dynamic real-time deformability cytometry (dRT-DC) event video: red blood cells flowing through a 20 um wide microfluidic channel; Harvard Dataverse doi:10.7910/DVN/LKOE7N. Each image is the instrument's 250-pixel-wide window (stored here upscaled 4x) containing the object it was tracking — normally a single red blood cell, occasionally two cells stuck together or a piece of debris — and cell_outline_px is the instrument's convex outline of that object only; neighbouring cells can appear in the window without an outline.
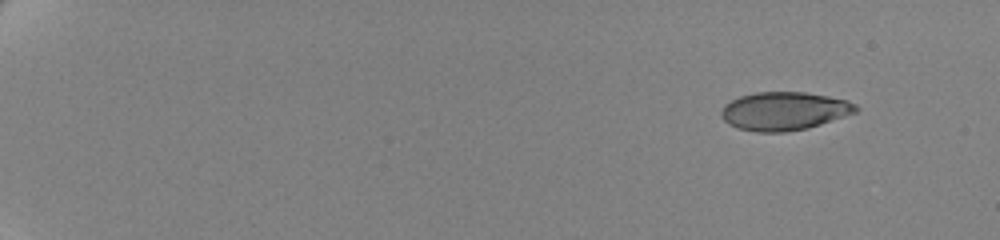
{"species": "human", "species_latin": "Homo sapiens", "temperature_condition": "cold", "stored_images_in_passage": 17, "camera_frame_rate_fps": 3000, "um_per_image_px": 0.085, "donor": {"sex": "female"}, "frame": {"image": 1, "passage_image": 1, "time_ms": 0.0, "image_size_px": [1000, 240], "cell_outline_px": [[860, 108], [856, 112], [808, 128], [784, 132], [756, 132], [736, 128], [728, 124], [720, 116], [720, 112], [724, 104], [740, 96], [756, 92], [804, 92], [828, 96], [848, 100], [856, 104]], "centroid_in_image_um": [66.63, 9.44], "position_along_channel_um": 18.4, "area_um2": 30.17}}
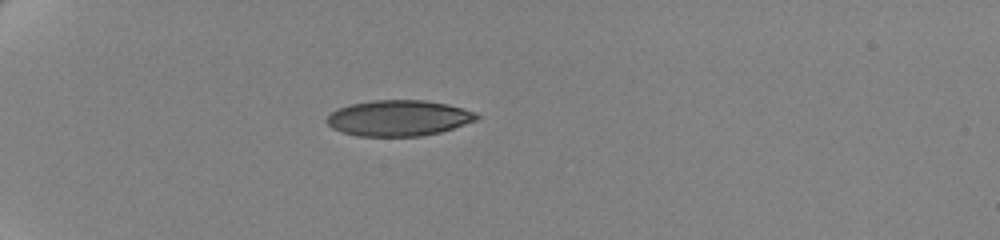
{"frame": {"image": 2, "passage_image": 15, "time_ms": 4.667, "image_size_px": [1000, 240], "cell_outline_px": [[480, 116], [476, 120], [440, 132], [420, 136], [356, 136], [332, 128], [324, 120], [336, 108], [352, 104], [372, 100], [424, 100], [448, 104], [464, 108], [476, 112]], "centroid_in_image_um": [33.87, 10.03], "position_along_channel_um": 51.1, "area_um2": 31.27}}